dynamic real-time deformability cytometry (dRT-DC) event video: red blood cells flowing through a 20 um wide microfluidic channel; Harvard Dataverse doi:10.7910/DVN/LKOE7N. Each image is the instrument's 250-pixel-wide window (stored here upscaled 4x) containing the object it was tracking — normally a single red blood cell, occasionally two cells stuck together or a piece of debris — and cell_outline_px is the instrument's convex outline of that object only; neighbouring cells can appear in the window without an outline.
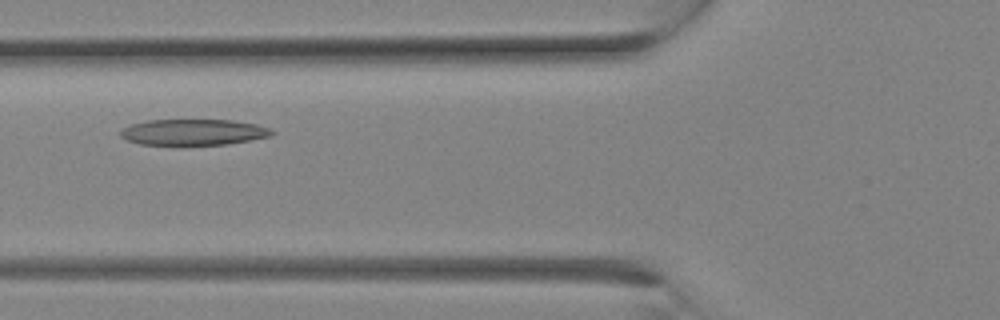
{"species": "Egyptian fruit bat (a non-hibernating species)", "species_latin": "Rousettus aegyptiacus", "temperature_condition": "room temperature", "stored_images_in_passage": 9, "camera_frame_rate_fps": 3000, "um_per_image_px": 0.085, "animal": {"sex": "female"}, "frame": {"image": 1, "passage_image": 6, "time_ms": 1.667, "image_size_px": [1000, 320], "cell_outline_px": [[276, 132], [272, 136], [228, 144], [184, 148], [180, 148], [140, 144], [128, 140], [120, 136], [120, 132], [124, 128], [132, 124], [148, 120], [232, 120], [256, 124], [272, 128]], "centroid_in_image_um": [16.46, 11.28], "position_along_channel_um": 109.3, "area_um2": 24.1}}
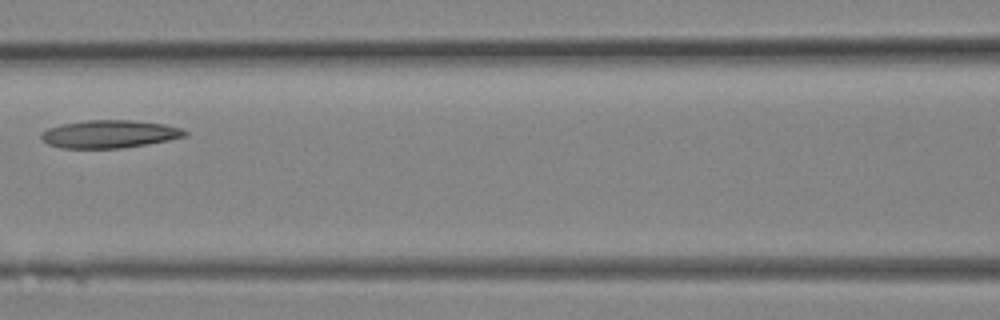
{"frame": {"image": 2, "passage_image": 8, "time_ms": 2.333, "image_size_px": [1000, 320], "cell_outline_px": [[188, 136], [148, 144], [120, 148], [60, 148], [48, 144], [40, 136], [40, 132], [48, 128], [60, 124], [84, 120], [132, 120], [164, 124], [180, 128], [188, 132]], "centroid_in_image_um": [9.29, 11.39], "position_along_channel_um": 157.3, "area_um2": 23.41}}